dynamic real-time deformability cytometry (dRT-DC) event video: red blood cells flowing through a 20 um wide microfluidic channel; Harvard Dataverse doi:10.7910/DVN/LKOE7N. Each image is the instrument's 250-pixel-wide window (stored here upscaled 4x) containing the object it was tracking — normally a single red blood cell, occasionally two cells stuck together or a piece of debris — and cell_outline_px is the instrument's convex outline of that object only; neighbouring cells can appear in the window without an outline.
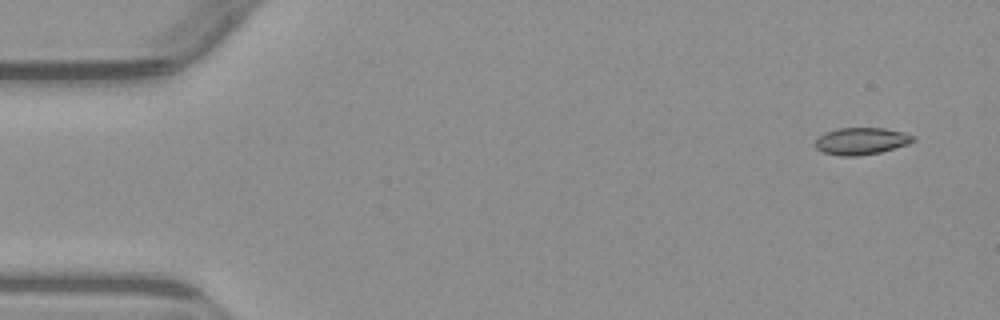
{"species": "common noctule bat (a hibernating species)", "species_latin": "Nyctalus noctula", "temperature_condition": "warm", "stored_images_in_passage": 4, "camera_frame_rate_fps": 3000, "um_per_image_px": 0.085, "animal": {"sex": "male", "body_mass_g": 23.1, "forearm_length_mm": 52.7}, "frame": {"image": 1, "passage_image": 1, "time_ms": 0.0, "image_size_px": [1000, 320], "cell_outline_px": [[916, 140], [908, 144], [880, 152], [856, 156], [840, 156], [824, 152], [816, 148], [816, 140], [820, 136], [836, 128], [884, 128], [904, 132], [916, 136]], "centroid_in_image_um": [73.26, 11.99], "position_along_channel_um": 11.7, "area_um2": 15.32}}
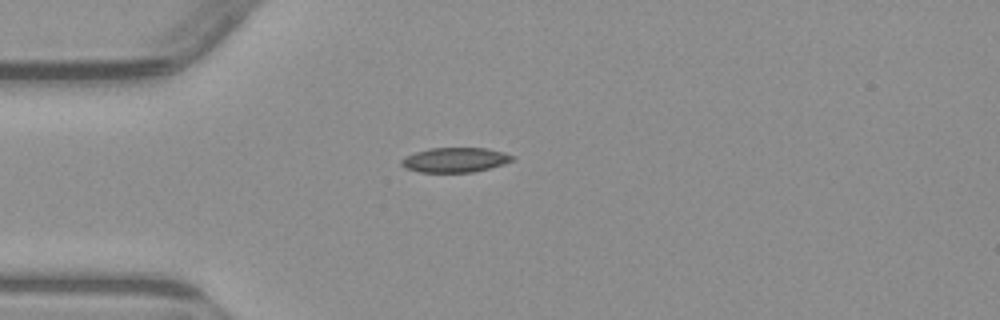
{"frame": {"image": 2, "passage_image": 4, "time_ms": 3.667, "image_size_px": [1000, 320], "cell_outline_px": [[516, 156], [512, 160], [504, 164], [472, 172], [420, 172], [404, 168], [400, 164], [400, 160], [404, 156], [428, 148], [488, 148], [504, 152]], "centroid_in_image_um": [38.65, 13.58], "position_along_channel_um": 46.3, "area_um2": 16.07}}